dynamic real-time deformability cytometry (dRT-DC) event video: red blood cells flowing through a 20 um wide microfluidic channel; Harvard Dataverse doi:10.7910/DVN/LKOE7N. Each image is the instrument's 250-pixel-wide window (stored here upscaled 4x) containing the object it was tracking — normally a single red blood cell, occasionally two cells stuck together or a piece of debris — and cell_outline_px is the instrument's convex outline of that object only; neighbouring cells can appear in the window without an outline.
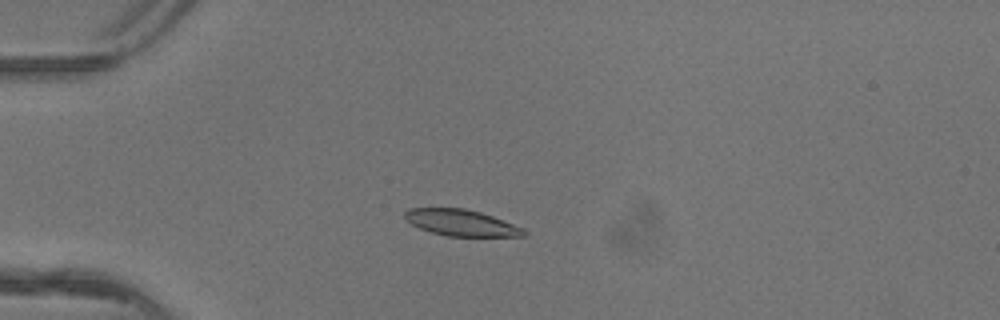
{"species": "common noctule bat (a hibernating species)", "species_latin": "Nyctalus noctula", "temperature_condition": "warm", "stored_images_in_passage": 5, "camera_frame_rate_fps": 3000, "um_per_image_px": 0.085, "animal": {"sex": "female"}, "frame": {"image": 1, "passage_image": 3, "time_ms": 0.667, "image_size_px": [1000, 320], "cell_outline_px": [[528, 232], [524, 236], [448, 236], [432, 232], [420, 228], [412, 224], [404, 216], [404, 212], [408, 208], [464, 208], [480, 212], [492, 216], [524, 228]], "centroid_in_image_um": [39.22, 18.93], "position_along_channel_um": 45.8, "area_um2": 18.09}}
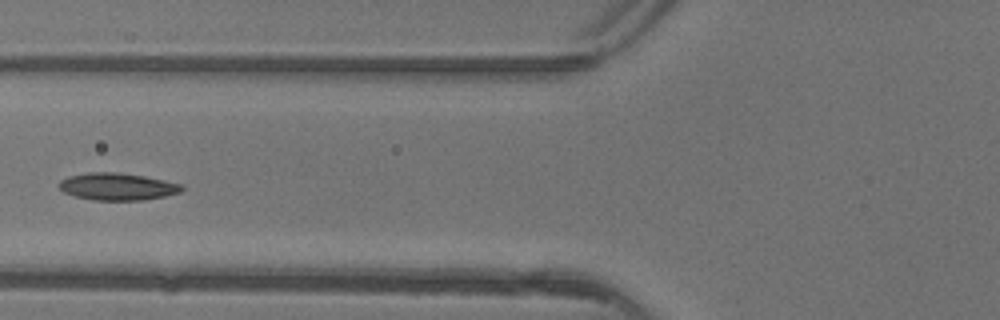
{"frame": {"image": 2, "passage_image": 5, "time_ms": 1.333, "image_size_px": [1000, 320], "cell_outline_px": [[184, 188], [180, 192], [164, 196], [144, 200], [92, 200], [76, 196], [64, 192], [56, 184], [60, 180], [68, 176], [88, 172], [116, 172], [144, 176], [184, 184]], "centroid_in_image_um": [9.97, 15.85], "position_along_channel_um": 115.8, "area_um2": 19.54}}